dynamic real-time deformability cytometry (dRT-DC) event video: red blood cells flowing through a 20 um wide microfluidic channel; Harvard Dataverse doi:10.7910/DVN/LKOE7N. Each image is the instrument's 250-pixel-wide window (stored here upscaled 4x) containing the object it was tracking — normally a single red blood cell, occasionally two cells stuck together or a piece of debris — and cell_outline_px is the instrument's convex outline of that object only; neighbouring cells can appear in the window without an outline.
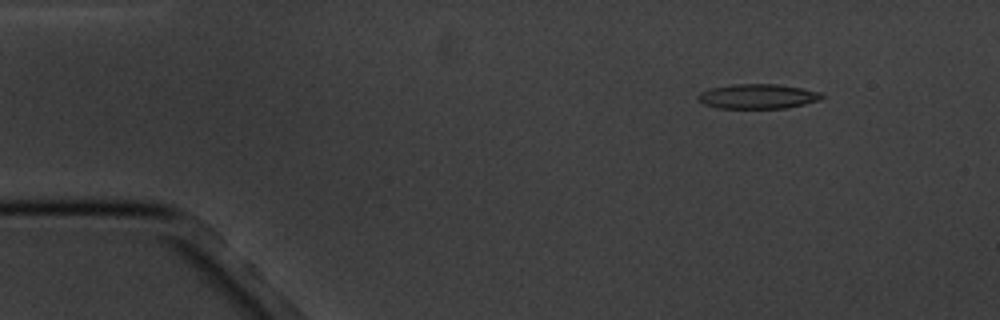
{"species": "common noctule bat (a hibernating species)", "species_latin": "Nyctalus noctula", "temperature_condition": "cold", "stored_images_in_passage": 17, "camera_frame_rate_fps": 3000, "um_per_image_px": 0.085, "animal": {"sex": "male", "body_mass_g": 20.1, "forearm_length_mm": 53.5}, "frame": {"image": 1, "passage_image": 3, "time_ms": 2.0, "image_size_px": [1000, 320], "cell_outline_px": [[824, 96], [820, 100], [804, 104], [784, 108], [716, 108], [704, 104], [696, 100], [696, 96], [700, 92], [712, 88], [732, 84], [776, 84], [800, 88], [820, 92]], "centroid_in_image_um": [64.36, 8.19], "position_along_channel_um": 20.6, "area_um2": 17.8}}
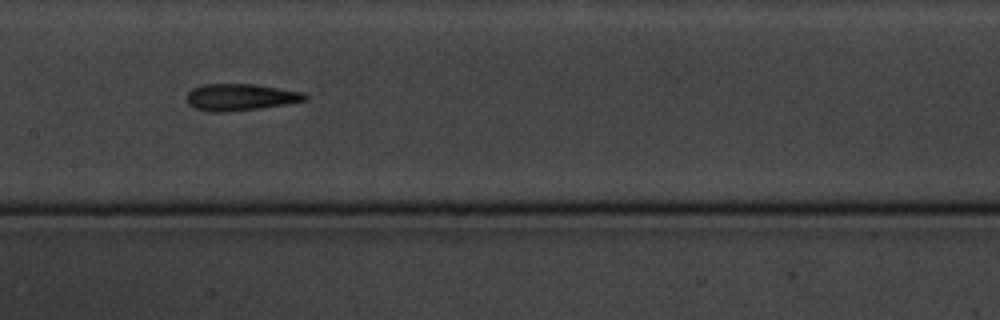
{"frame": {"image": 2, "passage_image": 9, "time_ms": 9.0, "image_size_px": [1000, 320], "cell_outline_px": [[308, 100], [260, 108], [228, 112], [208, 112], [196, 108], [188, 104], [188, 92], [192, 88], [204, 84], [256, 84], [304, 92], [308, 96]], "centroid_in_image_um": [20.45, 8.26], "position_along_channel_um": 186.9, "area_um2": 18.5}}
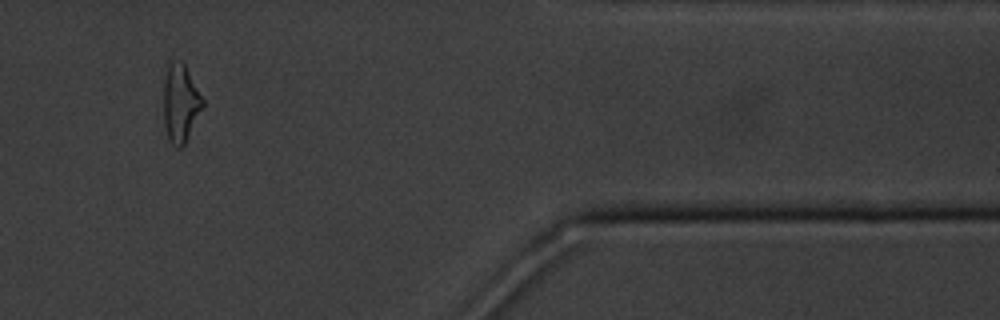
{"frame": {"image": 3, "passage_image": 15, "time_ms": 16.0, "image_size_px": [1000, 320], "cell_outline_px": [[204, 104], [184, 144], [180, 148], [176, 148], [172, 144], [168, 136], [164, 124], [164, 80], [168, 64], [180, 60], [184, 64], [204, 100]], "centroid_in_image_um": [15.33, 8.77], "position_along_channel_um": 396.1, "area_um2": 17.34}, "authors_computed_cell_mechanics": {"area_um2": 18.207, "velocity_mm_per_s": 3.4446, "shape_relaxation_time_tau1_ms": 7.6326, "shape_relaxation_time_tau2_ms": 3.6842, "deformation_change_tau1": 0.1851, "deformation_change_tau2": 0.1559}}